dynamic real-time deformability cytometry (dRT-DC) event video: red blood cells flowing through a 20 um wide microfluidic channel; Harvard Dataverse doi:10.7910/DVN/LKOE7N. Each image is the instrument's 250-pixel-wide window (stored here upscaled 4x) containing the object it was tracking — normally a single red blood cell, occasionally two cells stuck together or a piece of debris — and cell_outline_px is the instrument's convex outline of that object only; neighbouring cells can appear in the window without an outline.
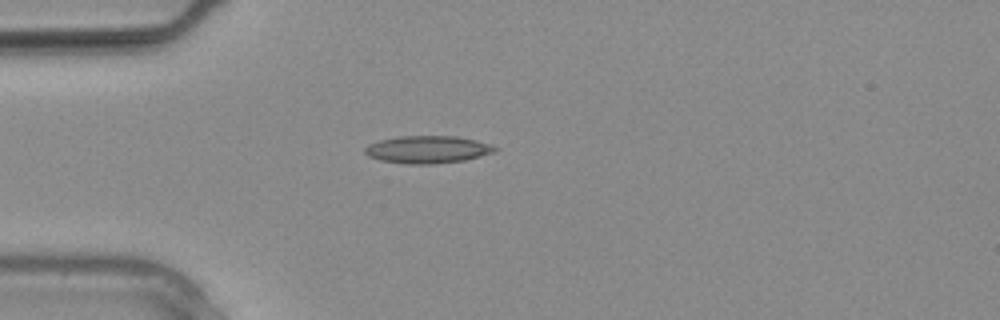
{"species": "common noctule bat (a hibernating species)", "species_latin": "Nyctalus noctula", "temperature_condition": "warm", "stored_images_in_passage": 10, "camera_frame_rate_fps": 3000, "um_per_image_px": 0.085, "animal": {"sex": "male", "body_mass_g": 20.4}, "frame": {"image": 1, "passage_image": 4, "time_ms": 1.0, "image_size_px": [1000, 320], "cell_outline_px": [[500, 148], [496, 152], [464, 160], [432, 164], [408, 164], [380, 160], [368, 156], [364, 152], [364, 148], [368, 144], [380, 140], [396, 136], [456, 136], [476, 140], [492, 144]], "centroid_in_image_um": [36.37, 12.7], "position_along_channel_um": 48.6, "area_um2": 20.98}}